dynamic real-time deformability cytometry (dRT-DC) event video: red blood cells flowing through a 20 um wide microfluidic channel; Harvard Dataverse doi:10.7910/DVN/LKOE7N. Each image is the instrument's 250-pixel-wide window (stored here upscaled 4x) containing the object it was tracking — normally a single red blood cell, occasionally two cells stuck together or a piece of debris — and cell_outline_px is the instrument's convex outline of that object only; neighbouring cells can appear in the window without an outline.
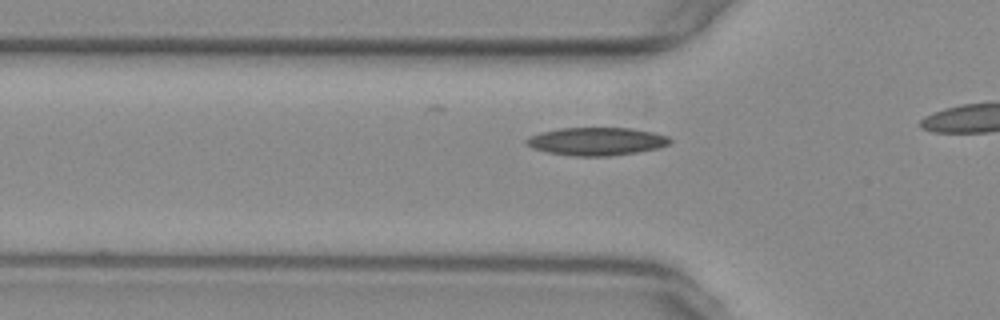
{"species": "common noctule bat (a hibernating species)", "species_latin": "Nyctalus noctula", "temperature_condition": "warm", "stored_images_in_passage": 14, "camera_frame_rate_fps": 3000, "um_per_image_px": 0.085, "animal": {"sex": "female", "body_mass_g": 29.2, "forearm_length_mm": 56.3}, "frame": {"image": 1, "passage_image": 8, "time_ms": 2.333, "image_size_px": [1000, 320], "cell_outline_px": [[672, 140], [668, 144], [660, 148], [636, 152], [608, 156], [572, 156], [548, 152], [532, 148], [524, 144], [524, 140], [540, 132], [560, 128], [632, 128], [652, 132], [668, 136]], "centroid_in_image_um": [50.69, 12.02], "position_along_channel_um": 75.1, "area_um2": 23.41}}
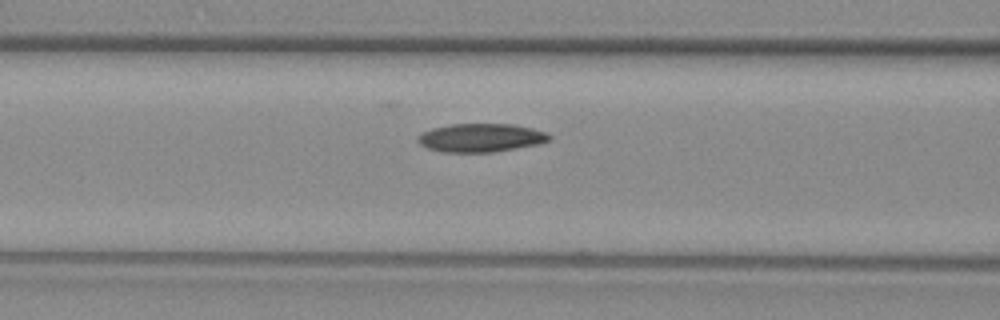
{"frame": {"image": 2, "passage_image": 12, "time_ms": 3.667, "image_size_px": [1000, 320], "cell_outline_px": [[552, 136], [548, 140], [540, 144], [492, 152], [444, 152], [428, 148], [420, 144], [416, 140], [416, 136], [432, 128], [448, 124], [512, 124], [532, 128], [548, 132]], "centroid_in_image_um": [40.87, 11.7], "position_along_channel_um": 125.7, "area_um2": 21.85}}